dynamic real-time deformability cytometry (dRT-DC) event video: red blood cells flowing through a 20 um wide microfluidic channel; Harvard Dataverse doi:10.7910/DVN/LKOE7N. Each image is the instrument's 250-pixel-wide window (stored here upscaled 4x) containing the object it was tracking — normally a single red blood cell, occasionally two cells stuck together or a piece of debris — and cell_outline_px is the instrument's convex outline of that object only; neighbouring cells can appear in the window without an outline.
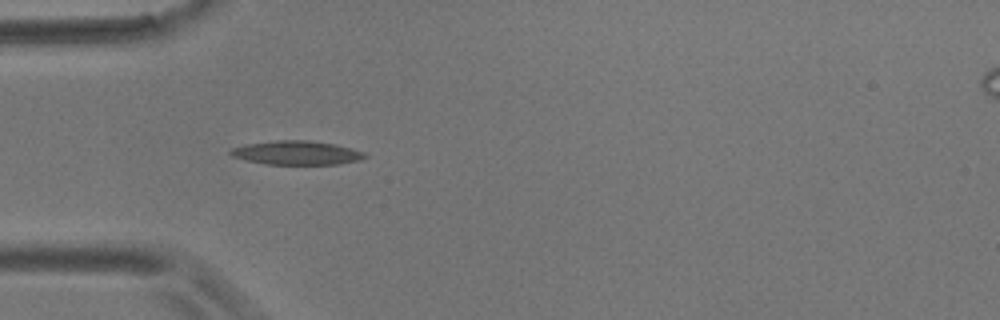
{"species": "common noctule bat (a hibernating species)", "species_latin": "Nyctalus noctula", "temperature_condition": "room temperature", "stored_images_in_passage": 4, "camera_frame_rate_fps": 3000, "um_per_image_px": 0.085, "animal": {"sex": "male", "body_mass_g": 17.9}, "frame": {"image": 1, "passage_image": 3, "time_ms": 2.333, "image_size_px": [1000, 320], "cell_outline_px": [[368, 156], [360, 160], [336, 164], [264, 164], [232, 156], [228, 152], [232, 148], [248, 144], [276, 140], [308, 140], [336, 144], [352, 148], [364, 152]], "centroid_in_image_um": [25.25, 12.98], "position_along_channel_um": 59.8, "area_um2": 18.61}}
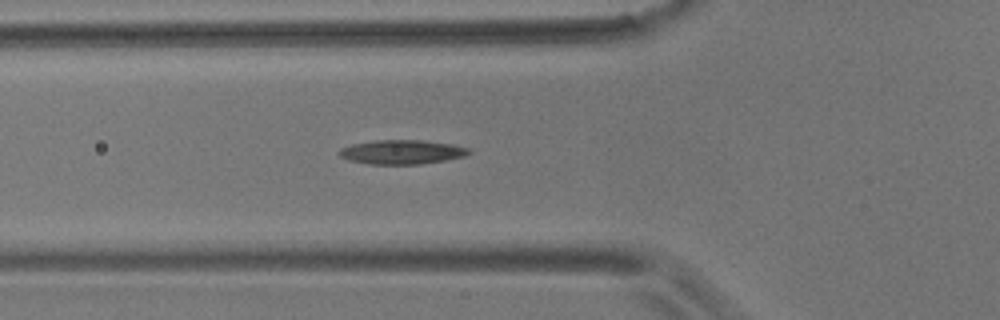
{"frame": {"image": 2, "passage_image": 4, "time_ms": 3.333, "image_size_px": [1000, 320], "cell_outline_px": [[472, 152], [464, 156], [444, 160], [420, 164], [368, 164], [348, 160], [340, 156], [336, 152], [340, 148], [352, 144], [376, 140], [420, 140], [452, 144], [472, 148]], "centroid_in_image_um": [34.15, 12.92], "position_along_channel_um": 91.7, "area_um2": 18.38}}